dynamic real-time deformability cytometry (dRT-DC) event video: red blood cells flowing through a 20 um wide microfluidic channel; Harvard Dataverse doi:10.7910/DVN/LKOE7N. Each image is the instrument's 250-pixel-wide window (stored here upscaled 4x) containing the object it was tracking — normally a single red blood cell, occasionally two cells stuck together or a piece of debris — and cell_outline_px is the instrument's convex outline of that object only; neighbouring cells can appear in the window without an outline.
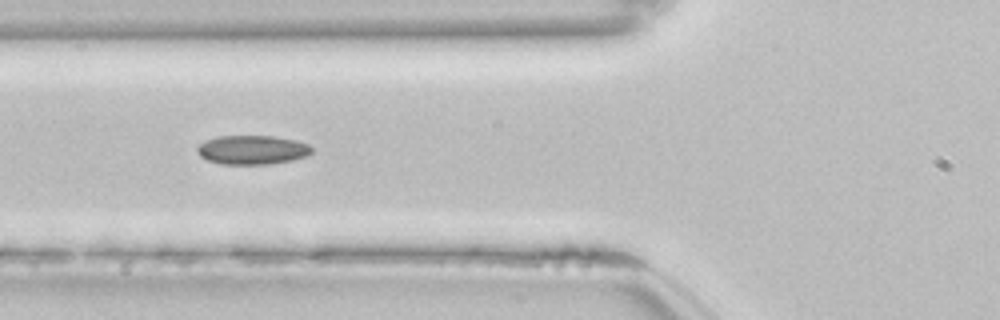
{"species": "common noctule bat (a hibernating species)", "species_latin": "Nyctalus noctula", "temperature_condition": "room temperature", "stored_images_in_passage": 39, "camera_frame_rate_fps": 3000, "um_per_image_px": 0.085, "animal": {"sex": "female", "body_mass_g": 22.7, "forearm_length_mm": 54.2}, "frame": {"image": 1, "passage_image": 6, "time_ms": 1.667, "image_size_px": [1000, 320], "cell_outline_px": [[312, 152], [304, 156], [292, 160], [268, 164], [220, 164], [208, 160], [200, 156], [196, 152], [196, 148], [204, 140], [220, 136], [272, 136], [296, 140], [308, 144], [312, 148]], "centroid_in_image_um": [21.41, 12.73], "position_along_channel_um": 104.4, "area_um2": 19.36}, "authors_computed_cell_mechanics": {"area_um2": 18.496, "velocity_mm_per_s": 3.8546, "shape_relaxation_time_tau1_ms": null, "shape_relaxation_time_tau2_ms": 5.3095, "deformation_change_tau1": null, "deformation_change_tau2": 0.1094}}